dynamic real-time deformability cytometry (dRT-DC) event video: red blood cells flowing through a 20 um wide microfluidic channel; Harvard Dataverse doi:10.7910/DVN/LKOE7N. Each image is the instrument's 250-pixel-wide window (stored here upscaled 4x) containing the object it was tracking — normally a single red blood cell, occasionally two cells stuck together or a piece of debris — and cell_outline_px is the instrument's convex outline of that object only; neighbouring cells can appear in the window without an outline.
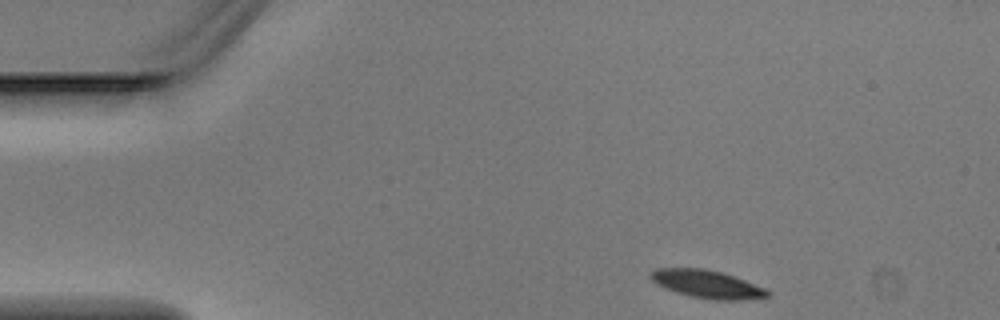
{"species": "Egyptian fruit bat (a non-hibernating species)", "species_latin": "Rousettus aegyptiacus", "temperature_condition": "warm", "stored_images_in_passage": 2, "camera_frame_rate_fps": 3000, "um_per_image_px": 0.085, "animal": {"sex": "male"}, "frame": {"image": 1, "passage_image": 2, "time_ms": 0.333, "image_size_px": [1000, 320], "cell_outline_px": [[772, 292], [768, 296], [740, 300], [716, 300], [692, 296], [676, 292], [664, 288], [656, 284], [648, 276], [648, 272], [656, 268], [704, 268], [720, 272], [744, 280], [764, 288]], "centroid_in_image_um": [60.03, 24.14], "position_along_channel_um": 25.0, "area_um2": 18.9}}